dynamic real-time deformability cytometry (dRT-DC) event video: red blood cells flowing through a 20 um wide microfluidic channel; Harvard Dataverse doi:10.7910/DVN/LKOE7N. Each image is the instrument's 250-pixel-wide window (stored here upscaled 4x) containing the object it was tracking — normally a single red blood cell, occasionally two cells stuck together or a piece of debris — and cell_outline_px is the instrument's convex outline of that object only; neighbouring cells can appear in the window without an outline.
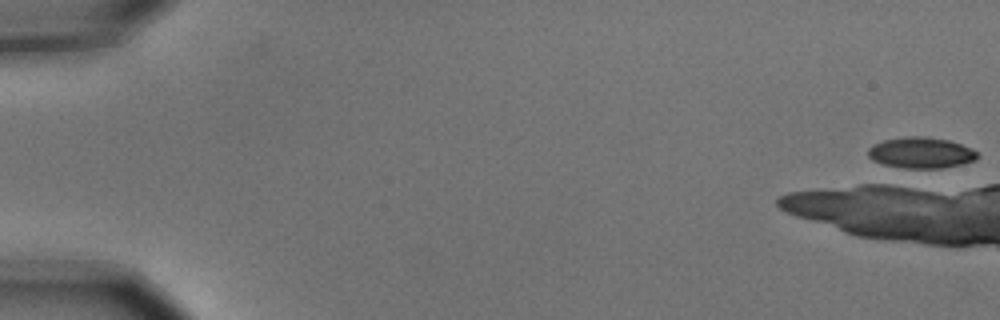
{"species": "common noctule bat (a hibernating species)", "species_latin": "Nyctalus noctula", "temperature_condition": "cold", "stored_images_in_passage": 1, "camera_frame_rate_fps": 3000, "um_per_image_px": 0.085, "animal": {"sex": "male", "body_mass_g": 15.6}, "frame": {"image": 1, "passage_image": 1, "time_ms": 0.0, "image_size_px": [1000, 320], "cell_outline_px": [[976, 160], [944, 168], [912, 172], [884, 164], [872, 160], [868, 156], [868, 148], [872, 144], [884, 140], [908, 136], [924, 136], [948, 140], [972, 148], [976, 152]], "centroid_in_image_um": [78.24, 13.03], "position_along_channel_um": 6.8, "area_um2": 20.4}}